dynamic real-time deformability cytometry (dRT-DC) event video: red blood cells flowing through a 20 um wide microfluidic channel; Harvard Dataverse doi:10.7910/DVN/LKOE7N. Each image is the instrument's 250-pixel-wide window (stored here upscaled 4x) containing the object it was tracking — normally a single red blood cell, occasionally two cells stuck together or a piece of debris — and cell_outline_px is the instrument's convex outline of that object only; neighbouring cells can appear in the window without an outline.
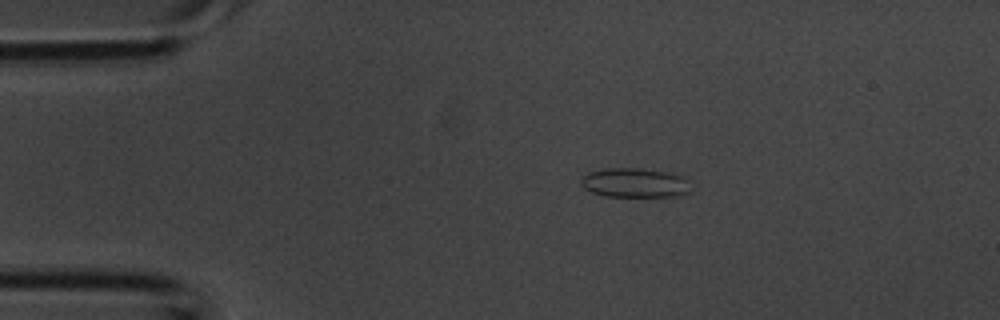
{"species": "common noctule bat (a hibernating species)", "species_latin": "Nyctalus noctula", "temperature_condition": "room temperature", "stored_images_in_passage": 33, "camera_frame_rate_fps": 3000, "um_per_image_px": 0.085, "animal": {"sex": "male", "body_mass_g": 20.1, "forearm_length_mm": 53.5}, "frame": {"image": 1, "passage_image": 2, "time_ms": 0.333, "image_size_px": [1000, 320], "cell_outline_px": [[688, 192], [676, 196], [604, 196], [592, 192], [584, 188], [580, 184], [580, 180], [588, 172], [604, 168], [640, 168], [664, 172], [680, 176], [684, 180]], "centroid_in_image_um": [53.83, 15.53], "position_along_channel_um": 31.2, "area_um2": 18.32}}
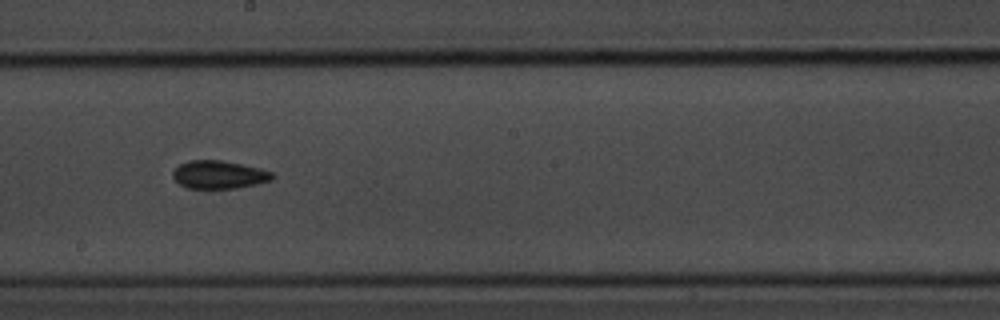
{"frame": {"image": 2, "passage_image": 16, "time_ms": 5.0, "image_size_px": [1000, 320], "cell_outline_px": [[276, 176], [272, 180], [256, 184], [236, 188], [188, 188], [180, 184], [172, 176], [172, 168], [188, 160], [220, 160], [260, 168], [272, 172]], "centroid_in_image_um": [18.6, 14.84], "position_along_channel_um": 229.6, "area_um2": 16.3}}
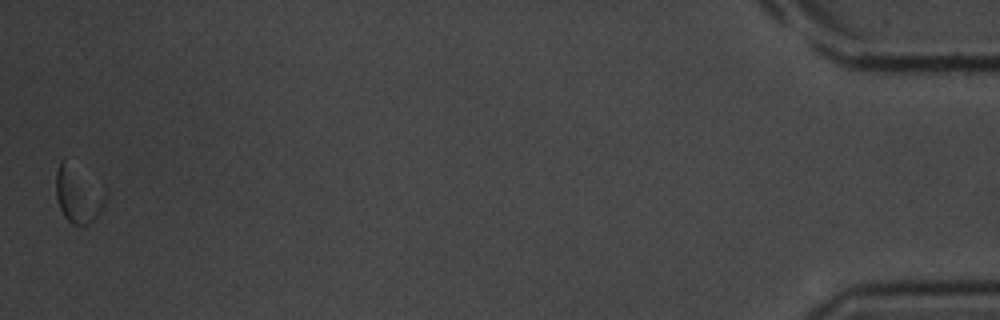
{"frame": {"image": 3, "passage_image": 33, "time_ms": 10.667, "image_size_px": [1000, 320], "cell_outline_px": [[108, 192], [104, 204], [100, 212], [92, 220], [84, 224], [72, 224], [64, 216], [60, 208], [56, 196], [56, 172], [60, 160], [64, 156], [104, 188]], "centroid_in_image_um": [6.64, 16.45], "position_along_channel_um": 428.6, "area_um2": 16.59}}